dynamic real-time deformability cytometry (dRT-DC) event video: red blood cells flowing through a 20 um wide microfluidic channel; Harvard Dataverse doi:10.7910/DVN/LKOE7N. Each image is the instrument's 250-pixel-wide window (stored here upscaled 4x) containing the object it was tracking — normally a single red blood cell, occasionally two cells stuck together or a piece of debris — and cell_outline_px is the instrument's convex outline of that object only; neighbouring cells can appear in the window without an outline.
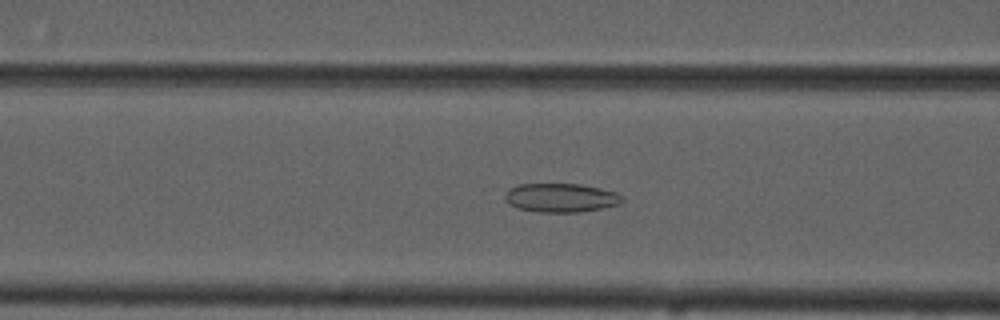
{"species": "common noctule bat (a hibernating species)", "species_latin": "Nyctalus noctula", "temperature_condition": "cold", "stored_images_in_passage": 55, "camera_frame_rate_fps": 3000, "um_per_image_px": 0.085, "animal": {"sex": "male", "forearm_length_mm": 52.5}, "frame": {"image": 1, "passage_image": 22, "time_ms": 7.0, "image_size_px": [1000, 320], "cell_outline_px": [[624, 200], [620, 204], [604, 208], [580, 212], [536, 212], [516, 208], [508, 204], [504, 200], [504, 192], [508, 188], [520, 184], [580, 184], [600, 188], [616, 192], [624, 196]], "centroid_in_image_um": [47.65, 16.81], "position_along_channel_um": 118.9, "area_um2": 20.11}}
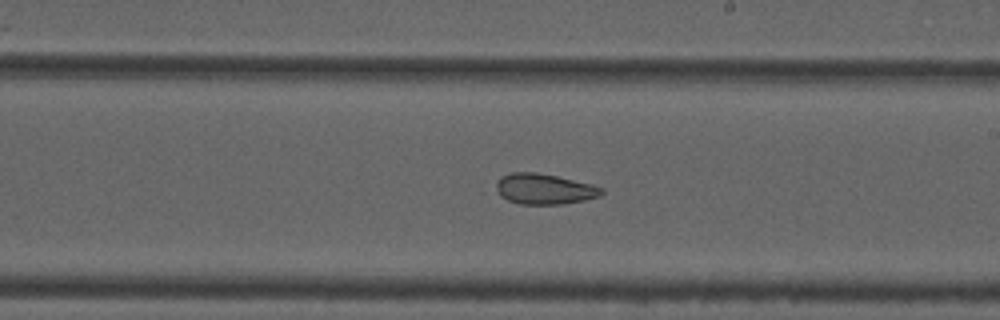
{"frame": {"image": 2, "passage_image": 32, "time_ms": 10.333, "image_size_px": [1000, 320], "cell_outline_px": [[604, 192], [600, 196], [584, 200], [564, 204], [520, 204], [508, 200], [500, 196], [496, 192], [496, 180], [500, 176], [512, 172], [536, 172], [556, 176], [592, 184], [604, 188]], "centroid_in_image_um": [46.25, 16.06], "position_along_channel_um": 242.8, "area_um2": 18.96}}
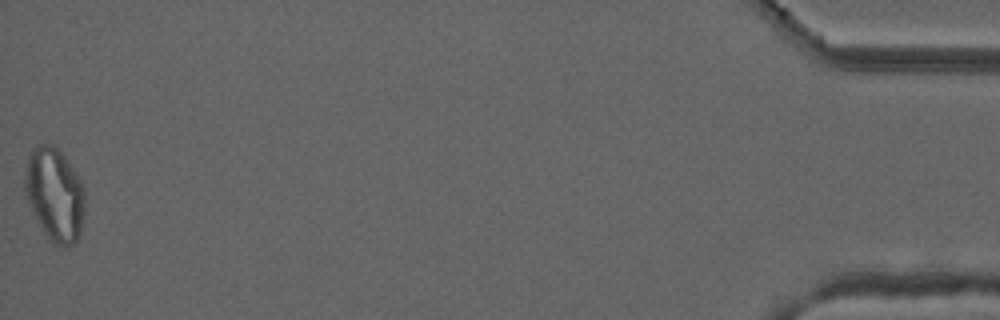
{"frame": {"image": 3, "passage_image": 55, "time_ms": 18.0, "image_size_px": [1000, 320], "cell_outline_px": [[84, 208], [80, 232], [76, 240], [68, 248], [64, 248], [52, 244], [44, 232], [32, 212], [28, 204], [24, 188], [24, 180], [28, 160], [32, 152], [40, 144], [52, 144], [68, 160], [80, 180], [84, 188]], "centroid_in_image_um": [4.65, 16.57], "position_along_channel_um": 430.6, "area_um2": 32.37}, "authors_computed_cell_mechanics": {"area_um2": 24.9696, "velocity_mm_per_s": 3.7211, "shape_relaxation_time_tau1_ms": null, "shape_relaxation_time_tau2_ms": 2.4867, "deformation_change_tau1": null, "deformation_change_tau2": 0.0832}}